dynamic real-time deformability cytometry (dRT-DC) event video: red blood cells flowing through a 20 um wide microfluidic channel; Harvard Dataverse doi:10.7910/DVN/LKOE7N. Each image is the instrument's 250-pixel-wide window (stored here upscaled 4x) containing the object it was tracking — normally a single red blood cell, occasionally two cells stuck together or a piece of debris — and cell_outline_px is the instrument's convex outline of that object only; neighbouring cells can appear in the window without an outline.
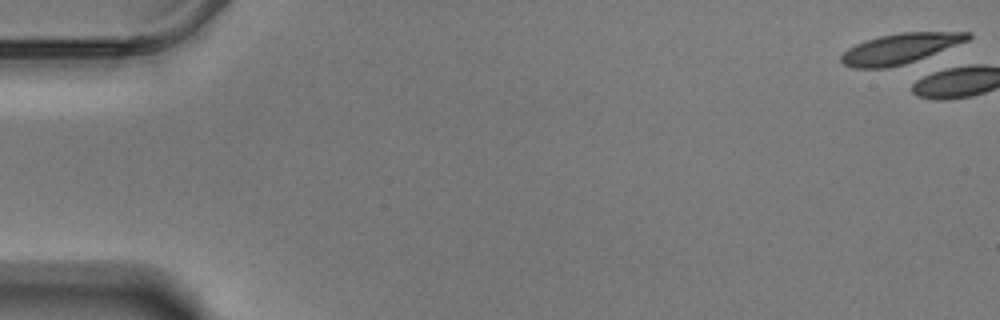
{"species": "Egyptian fruit bat (a non-hibernating species)", "species_latin": "Rousettus aegyptiacus", "temperature_condition": "warm", "stored_images_in_passage": 3, "camera_frame_rate_fps": 3000, "um_per_image_px": 0.085, "animal": {"sex": "male"}, "frame": {"image": 1, "passage_image": 1, "time_ms": 0.0, "image_size_px": [1000, 320], "cell_outline_px": [[972, 36], [968, 40], [916, 60], [904, 64], [888, 68], [852, 68], [844, 64], [840, 60], [840, 56], [848, 48], [864, 40], [880, 36], [900, 32], [968, 32]], "centroid_in_image_um": [76.45, 4.13], "position_along_channel_um": 8.6, "area_um2": 22.08}}